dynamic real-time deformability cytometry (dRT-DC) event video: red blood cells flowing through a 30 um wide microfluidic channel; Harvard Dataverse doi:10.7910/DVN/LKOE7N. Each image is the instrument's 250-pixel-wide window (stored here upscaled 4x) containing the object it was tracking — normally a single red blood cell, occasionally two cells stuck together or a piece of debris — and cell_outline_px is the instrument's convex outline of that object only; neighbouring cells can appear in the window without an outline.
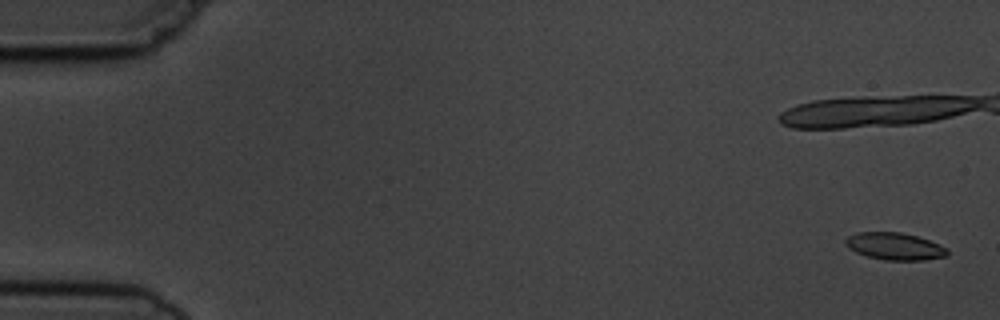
{"species": "common noctule bat (a hibernating species)", "species_latin": "Nyctalus noctula", "temperature_condition": "cold", "stored_images_in_passage": 8, "camera_frame_rate_fps": 3000, "um_per_image_px": 0.085, "animal": {"sex": "male", "body_mass_g": 19.5, "forearm_length_mm": 54.6}, "frame": {"image": 1, "passage_image": 1, "time_ms": 0.0, "image_size_px": [1000, 320], "cell_outline_px": [[948, 256], [924, 260], [884, 260], [868, 256], [856, 252], [848, 248], [844, 244], [844, 240], [848, 236], [856, 232], [900, 232], [916, 236], [940, 244], [948, 248]], "centroid_in_image_um": [76.05, 20.93], "position_along_channel_um": 9.0, "area_um2": 16.24}}